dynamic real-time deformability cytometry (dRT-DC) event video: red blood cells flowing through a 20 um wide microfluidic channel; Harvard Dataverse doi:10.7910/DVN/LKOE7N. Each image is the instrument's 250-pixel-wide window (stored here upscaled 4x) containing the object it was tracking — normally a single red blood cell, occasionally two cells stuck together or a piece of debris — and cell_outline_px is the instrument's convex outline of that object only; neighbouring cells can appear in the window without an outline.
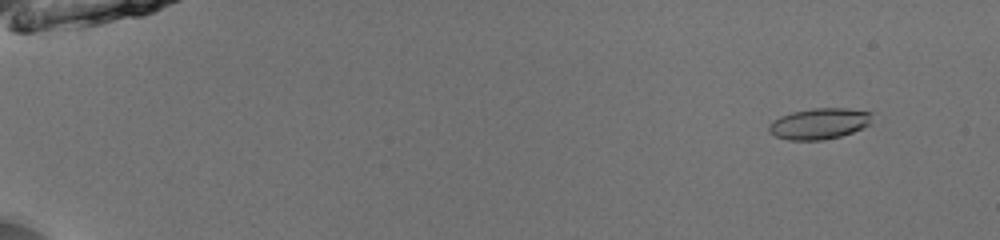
{"species": "common noctule bat (a hibernating species)", "species_latin": "Nyctalus noctula", "temperature_condition": "room temperature", "stored_images_in_passage": 54, "camera_frame_rate_fps": 3000, "um_per_image_px": 0.085, "animal": {"sex": "male", "body_mass_g": 13.0, "forearm_length_mm": 53.1}, "frame": {"image": 1, "passage_image": 6, "time_ms": 1.667, "image_size_px": [1000, 240], "cell_outline_px": [[872, 124], [852, 132], [840, 136], [824, 140], [788, 140], [776, 136], [768, 132], [768, 124], [772, 120], [780, 116], [792, 112], [812, 108], [848, 108], [872, 112]], "centroid_in_image_um": [69.64, 10.5], "position_along_channel_um": 15.4, "area_um2": 18.9}}
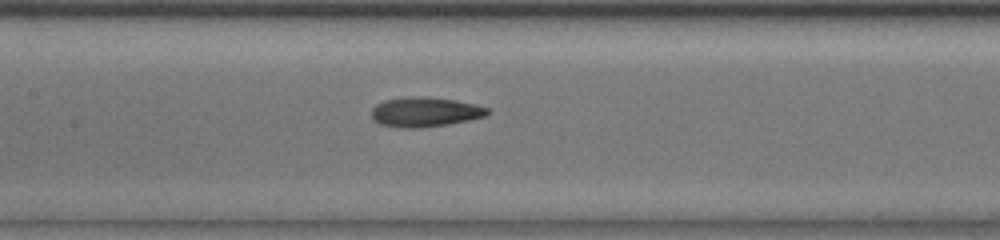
{"frame": {"image": 2, "passage_image": 29, "time_ms": 9.333, "image_size_px": [1000, 240], "cell_outline_px": [[488, 112], [484, 116], [468, 120], [448, 124], [416, 128], [400, 128], [380, 124], [372, 120], [372, 108], [376, 104], [384, 100], [412, 96], [420, 96], [456, 100], [476, 104], [488, 108]], "centroid_in_image_um": [36.08, 9.52], "position_along_channel_um": 171.3, "area_um2": 20.0}}
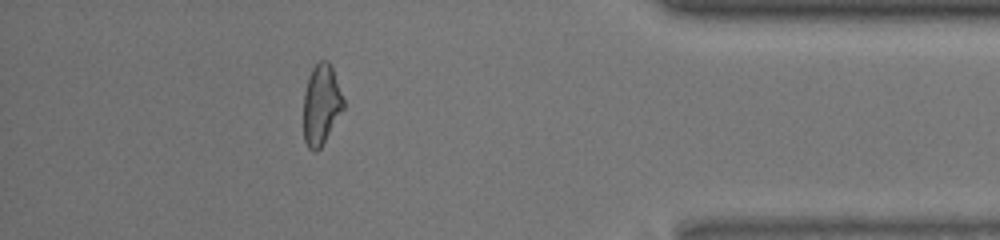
{"frame": {"image": 3, "passage_image": 49, "time_ms": 16.0, "image_size_px": [1000, 240], "cell_outline_px": [[344, 108], [320, 148], [316, 152], [312, 152], [308, 148], [304, 140], [304, 92], [308, 76], [312, 68], [320, 60], [328, 60], [332, 68], [344, 100]], "centroid_in_image_um": [27.29, 8.89], "position_along_channel_um": 407.9, "area_um2": 18.61}, "authors_computed_cell_mechanics": {"area_um2": 19.074, "velocity_mm_per_s": 3.9733, "shape_relaxation_time_tau1_ms": 4.0159, "shape_relaxation_time_tau2_ms": 3.0803, "deformation_change_tau1": 0.1506, "deformation_change_tau2": 0.0886}}